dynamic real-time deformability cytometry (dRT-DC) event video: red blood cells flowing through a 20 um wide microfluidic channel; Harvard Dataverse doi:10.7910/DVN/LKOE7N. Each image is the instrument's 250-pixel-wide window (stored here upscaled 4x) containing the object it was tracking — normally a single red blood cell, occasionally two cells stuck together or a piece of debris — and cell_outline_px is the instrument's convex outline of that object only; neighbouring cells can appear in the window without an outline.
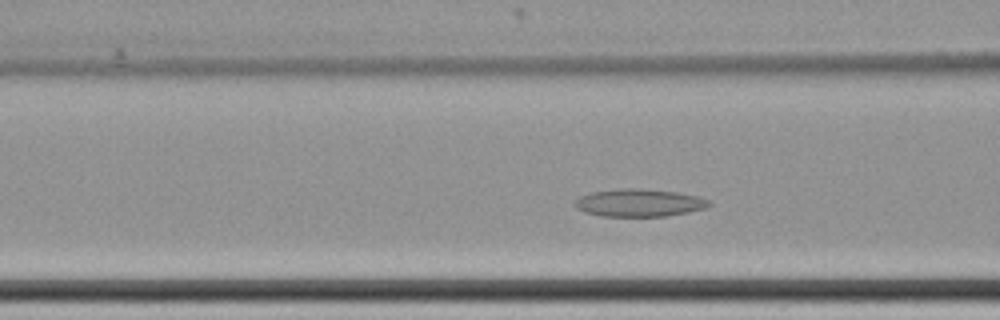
{"species": "common noctule bat (a hibernating species)", "species_latin": "Nyctalus noctula", "temperature_condition": "cold", "stored_images_in_passage": 52, "camera_frame_rate_fps": 3000, "um_per_image_px": 0.085, "animal": {"sex": "female", "body_mass_g": 22.7, "forearm_length_mm": 54.2}, "frame": {"image": 1, "passage_image": 16, "time_ms": 5.0, "image_size_px": [1000, 320], "cell_outline_px": [[712, 204], [704, 208], [688, 212], [668, 216], [600, 216], [584, 212], [576, 208], [572, 204], [572, 200], [580, 196], [592, 192], [620, 188], [640, 188], [676, 192], [700, 196], [708, 200]], "centroid_in_image_um": [54.28, 17.23], "position_along_channel_um": 112.3, "area_um2": 21.85}}
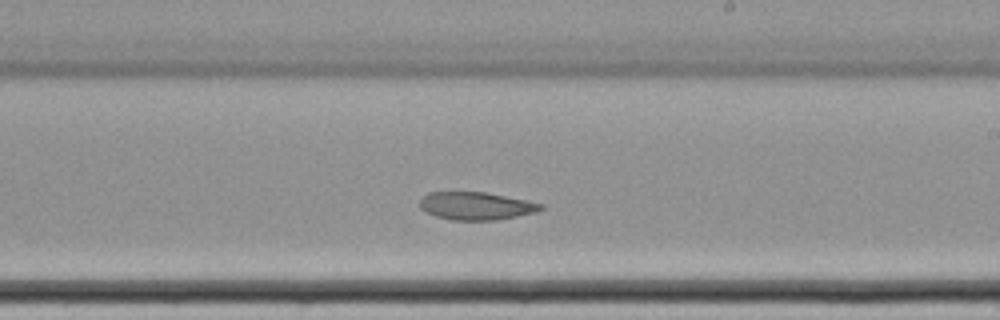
{"frame": {"image": 2, "passage_image": 28, "time_ms": 9.0, "image_size_px": [1000, 320], "cell_outline_px": [[544, 208], [536, 212], [496, 220], [452, 220], [436, 216], [420, 208], [420, 200], [428, 192], [484, 192], [544, 204]], "centroid_in_image_um": [40.46, 17.5], "position_along_channel_um": 248.5, "area_um2": 19.36}}
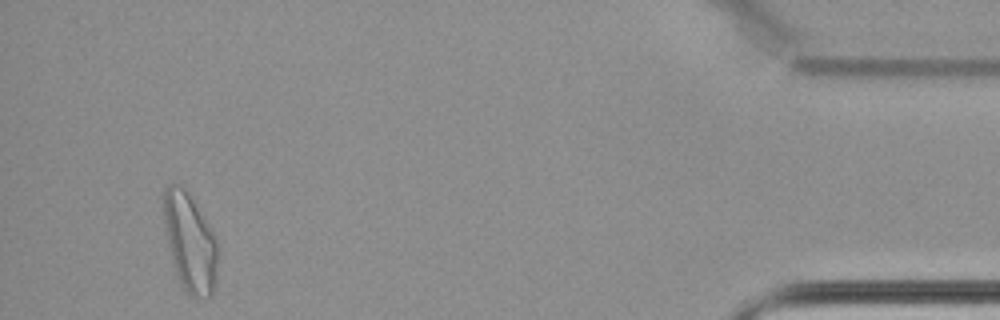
{"frame": {"image": 3, "passage_image": 49, "time_ms": 16.0, "image_size_px": [1000, 320], "cell_outline_px": [[216, 280], [212, 292], [208, 296], [192, 296], [184, 292], [180, 284], [172, 264], [164, 228], [160, 192], [168, 184], [180, 184], [184, 188], [192, 200], [212, 232], [216, 240]], "centroid_in_image_um": [16.05, 20.56], "position_along_channel_um": 419.1, "area_um2": 30.98}, "authors_computed_cell_mechanics": {"area_um2": 22.542, "velocity_mm_per_s": 3.4113, "shape_relaxation_time_tau1_ms": null, "shape_relaxation_time_tau2_ms": 2.5899, "deformation_change_tau1": null, "deformation_change_tau2": 0.0723}}